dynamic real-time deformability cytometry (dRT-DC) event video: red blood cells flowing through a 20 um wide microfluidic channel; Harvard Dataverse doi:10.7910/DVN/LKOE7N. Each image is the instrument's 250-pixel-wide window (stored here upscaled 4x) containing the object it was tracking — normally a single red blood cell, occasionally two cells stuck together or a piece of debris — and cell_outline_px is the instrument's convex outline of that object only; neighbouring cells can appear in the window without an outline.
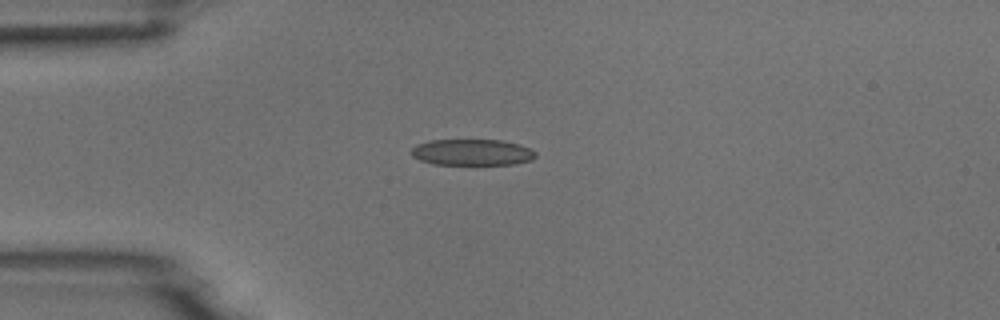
{"species": "common noctule bat (a hibernating species)", "species_latin": "Nyctalus noctula", "temperature_condition": "room temperature", "stored_images_in_passage": 10, "camera_frame_rate_fps": 3000, "um_per_image_px": 0.085, "animal": {"sex": "male", "body_mass_g": 18.8}, "frame": {"image": 1, "passage_image": 4, "time_ms": 1.0, "image_size_px": [1000, 320], "cell_outline_px": [[536, 156], [532, 160], [516, 164], [432, 164], [420, 160], [412, 156], [412, 148], [416, 144], [432, 140], [500, 140], [520, 144], [536, 152]], "centroid_in_image_um": [40.14, 12.94], "position_along_channel_um": 44.9, "area_um2": 18.96}}
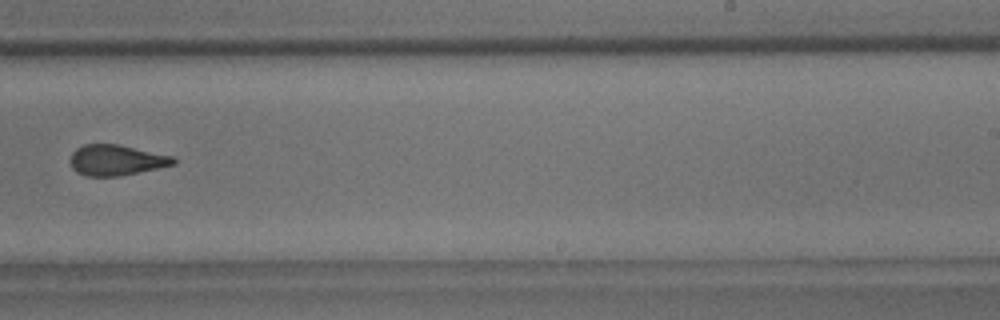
{"frame": {"image": 2, "passage_image": 10, "time_ms": 3.0, "image_size_px": [1000, 320], "cell_outline_px": [[176, 164], [120, 176], [88, 176], [76, 172], [72, 168], [68, 160], [72, 152], [76, 148], [84, 144], [120, 144], [176, 156]], "centroid_in_image_um": [9.89, 13.6], "position_along_channel_um": 279.1, "area_um2": 18.79}}